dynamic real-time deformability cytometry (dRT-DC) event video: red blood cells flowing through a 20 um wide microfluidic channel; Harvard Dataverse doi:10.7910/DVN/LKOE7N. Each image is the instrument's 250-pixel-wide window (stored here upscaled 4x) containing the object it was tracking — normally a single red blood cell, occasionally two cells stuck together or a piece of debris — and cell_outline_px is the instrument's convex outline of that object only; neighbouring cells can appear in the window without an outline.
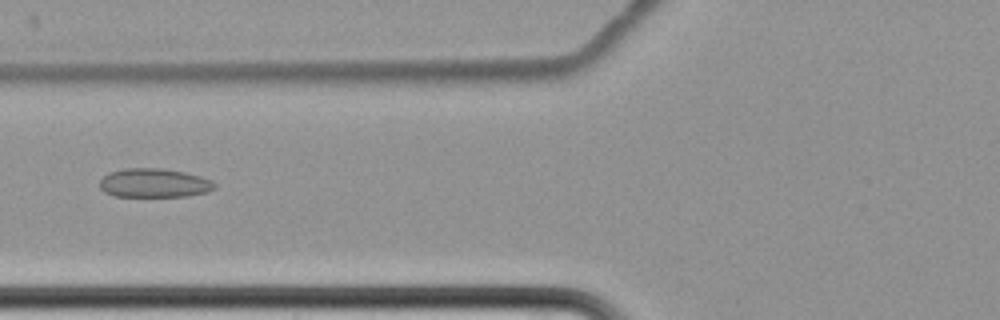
{"species": "common noctule bat (a hibernating species)", "species_latin": "Nyctalus noctula", "temperature_condition": "cold", "stored_images_in_passage": 8, "camera_frame_rate_fps": 3000, "um_per_image_px": 0.085, "animal": {"sex": "female", "body_mass_g": 22.7, "forearm_length_mm": 54.2}, "frame": {"image": 1, "passage_image": 7, "time_ms": 8.667, "image_size_px": [1000, 320], "cell_outline_px": [[216, 188], [208, 192], [188, 196], [112, 196], [104, 192], [100, 188], [100, 180], [108, 172], [124, 168], [160, 168], [184, 172], [200, 176], [212, 180], [216, 184]], "centroid_in_image_um": [13.1, 15.55], "position_along_channel_um": 112.7, "area_um2": 19.54}}
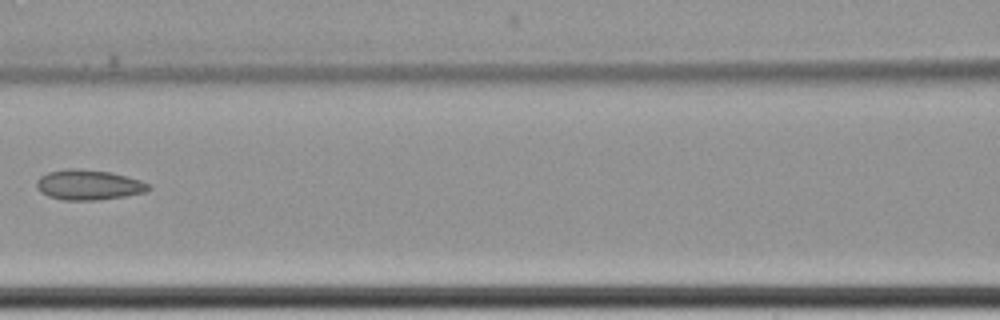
{"frame": {"image": 2, "passage_image": 8, "time_ms": 10.0, "image_size_px": [1000, 320], "cell_outline_px": [[152, 188], [144, 192], [124, 196], [100, 200], [64, 200], [48, 196], [40, 192], [36, 188], [36, 180], [40, 176], [48, 172], [68, 168], [76, 168], [108, 172], [140, 180], [148, 184]], "centroid_in_image_um": [7.48, 15.72], "position_along_channel_um": 159.1, "area_um2": 19.59}}